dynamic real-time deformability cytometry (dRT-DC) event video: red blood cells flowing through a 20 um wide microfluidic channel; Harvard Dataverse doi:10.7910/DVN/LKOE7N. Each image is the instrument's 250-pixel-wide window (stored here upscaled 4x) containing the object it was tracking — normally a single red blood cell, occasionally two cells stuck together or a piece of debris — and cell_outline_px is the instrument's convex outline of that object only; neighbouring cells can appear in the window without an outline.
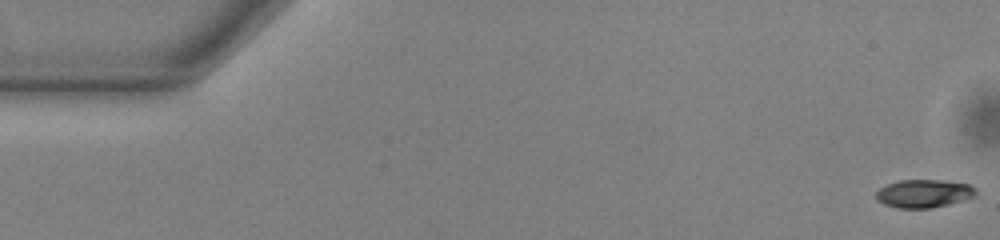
{"species": "common noctule bat (a hibernating species)", "species_latin": "Nyctalus noctula", "temperature_condition": "warm", "stored_images_in_passage": 55, "segment_of_instrument_passage": [1, 2], "camera_frame_rate_fps": 3000, "um_per_image_px": 0.085, "animal": {"sex": "male", "body_mass_g": 13.0, "forearm_length_mm": 53.1}, "frame": {"image": 1, "passage_image": 1, "time_ms": 0.0, "image_size_px": [1000, 240], "cell_outline_px": [[976, 196], [964, 200], [932, 208], [900, 208], [884, 204], [876, 200], [876, 192], [880, 188], [888, 184], [900, 180], [940, 180], [972, 184], [976, 188]], "centroid_in_image_um": [78.56, 16.45], "position_along_channel_um": 6.4, "area_um2": 16.42}}
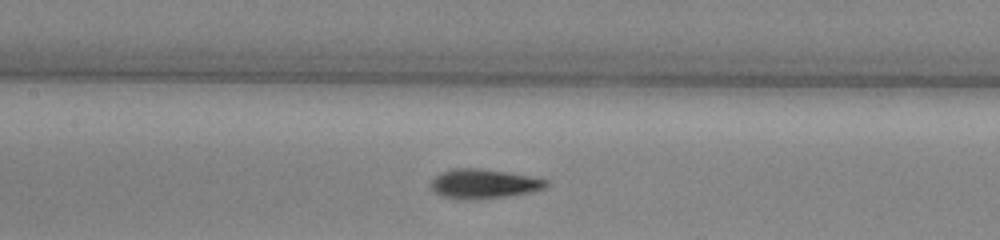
{"frame": {"image": 2, "passage_image": 25, "time_ms": 8.0, "image_size_px": [1000, 240], "cell_outline_px": [[548, 184], [544, 188], [532, 192], [508, 196], [472, 200], [464, 200], [444, 196], [436, 192], [432, 188], [432, 180], [440, 172], [452, 168], [480, 168], [528, 176], [548, 180]], "centroid_in_image_um": [41.12, 15.62], "position_along_channel_um": 166.3, "area_um2": 19.59}}
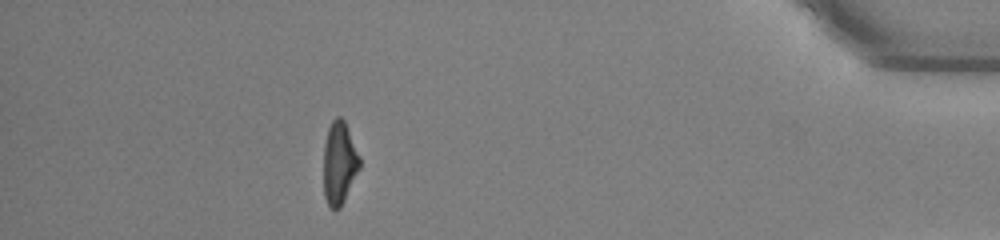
{"frame": {"image": 3, "passage_image": 48, "time_ms": 15.667, "image_size_px": [1000, 240], "cell_outline_px": [[360, 168], [340, 208], [336, 212], [328, 204], [324, 196], [324, 144], [328, 128], [332, 120], [336, 116], [340, 116], [344, 120], [360, 156]], "centroid_in_image_um": [28.84, 13.85], "position_along_channel_um": 406.4, "area_um2": 17.4}}